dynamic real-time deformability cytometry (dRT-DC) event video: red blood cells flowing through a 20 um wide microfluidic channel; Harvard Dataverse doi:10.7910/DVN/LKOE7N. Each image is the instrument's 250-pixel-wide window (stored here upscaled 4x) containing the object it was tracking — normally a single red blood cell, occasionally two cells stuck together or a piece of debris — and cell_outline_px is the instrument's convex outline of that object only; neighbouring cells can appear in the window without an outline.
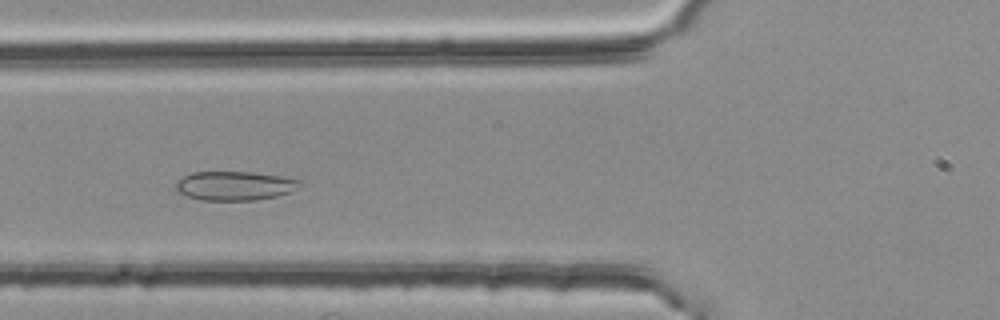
{"species": "common noctule bat (a hibernating species)", "species_latin": "Nyctalus noctula", "temperature_condition": "room temperature", "stored_images_in_passage": 41, "camera_frame_rate_fps": 3000, "um_per_image_px": 0.085, "animal": {"sex": "female", "body_mass_g": 25.1}, "frame": {"image": 1, "passage_image": 15, "time_ms": 4.667, "image_size_px": [1000, 320], "cell_outline_px": [[304, 184], [292, 192], [276, 196], [256, 200], [200, 200], [188, 196], [180, 192], [176, 188], [176, 184], [184, 176], [192, 172], [252, 172], [280, 176], [300, 180]], "centroid_in_image_um": [20.01, 15.79], "position_along_channel_um": 105.8, "area_um2": 20.92}}
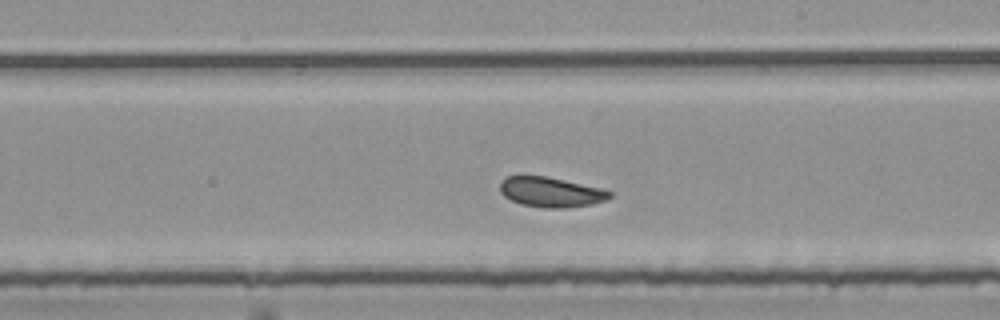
{"frame": {"image": 2, "passage_image": 26, "time_ms": 8.333, "image_size_px": [1000, 320], "cell_outline_px": [[612, 196], [604, 200], [592, 204], [564, 208], [544, 208], [520, 204], [504, 196], [500, 192], [500, 184], [508, 176], [548, 176], [600, 188], [612, 192]], "centroid_in_image_um": [46.82, 16.33], "position_along_channel_um": 242.2, "area_um2": 19.02}}
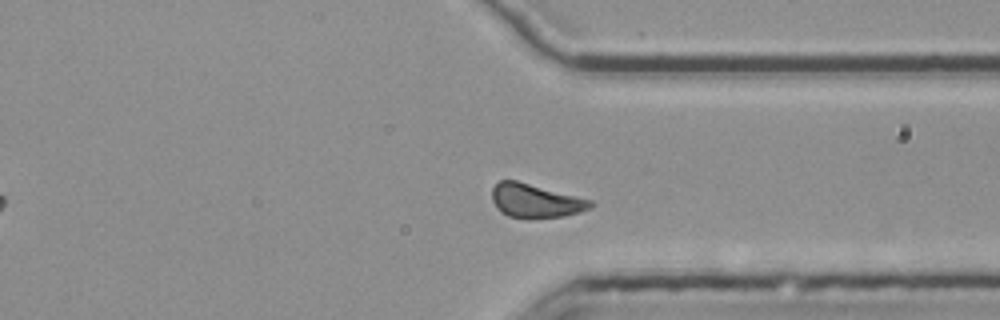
{"frame": {"image": 3, "passage_image": 36, "time_ms": 11.667, "image_size_px": [1000, 320], "cell_outline_px": [[596, 204], [592, 208], [580, 212], [564, 216], [532, 220], [528, 220], [508, 216], [500, 212], [492, 200], [492, 188], [500, 180], [516, 180], [592, 200]], "centroid_in_image_um": [45.53, 17.1], "position_along_channel_um": 365.9, "area_um2": 19.83}, "authors_computed_cell_mechanics": {"area_um2": 19.8832, "velocity_mm_per_s": 3.7276, "shape_relaxation_time_tau1_ms": 6.03, "shape_relaxation_time_tau2_ms": 1.557, "deformation_change_tau1": 0.0876, "deformation_change_tau2": 0.0668}}